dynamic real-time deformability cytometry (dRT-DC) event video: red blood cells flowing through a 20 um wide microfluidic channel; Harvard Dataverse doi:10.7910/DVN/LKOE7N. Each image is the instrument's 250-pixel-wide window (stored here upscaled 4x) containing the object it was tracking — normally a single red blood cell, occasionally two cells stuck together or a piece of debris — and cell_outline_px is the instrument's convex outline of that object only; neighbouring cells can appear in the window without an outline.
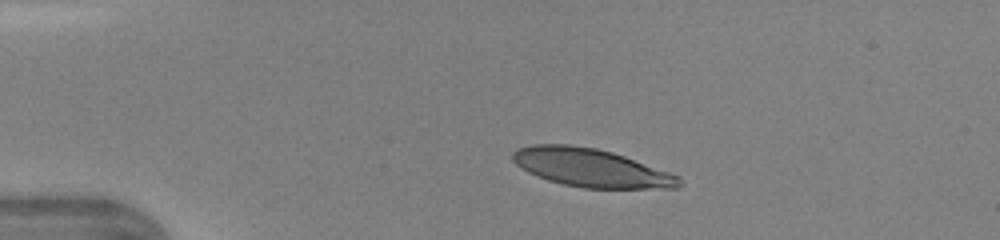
{"species": "human", "species_latin": "Homo sapiens", "temperature_condition": "warm", "stored_images_in_passage": 32, "camera_frame_rate_fps": 3000, "um_per_image_px": 0.085, "donor": {"sex": "female"}, "frame": {"image": 1, "passage_image": 1, "time_ms": 0.0, "image_size_px": [1000, 240], "cell_outline_px": [[684, 184], [676, 188], [584, 188], [564, 184], [548, 180], [536, 176], [528, 172], [516, 164], [512, 160], [512, 152], [516, 148], [532, 144], [568, 144], [596, 148], [612, 152], [624, 156], [680, 176]], "centroid_in_image_um": [50.22, 14.26], "position_along_channel_um": 34.8, "area_um2": 37.11}}
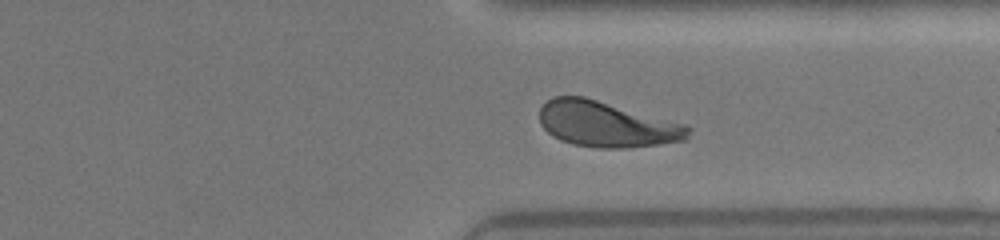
{"frame": {"image": 2, "passage_image": 26, "time_ms": 8.333, "image_size_px": [1000, 240], "cell_outline_px": [[692, 128], [688, 140], [660, 144], [628, 148], [596, 148], [572, 144], [560, 140], [552, 136], [540, 124], [540, 108], [548, 100], [556, 96], [584, 96], [684, 124]], "centroid_in_image_um": [51.57, 10.57], "position_along_channel_um": 359.8, "area_um2": 39.59}}
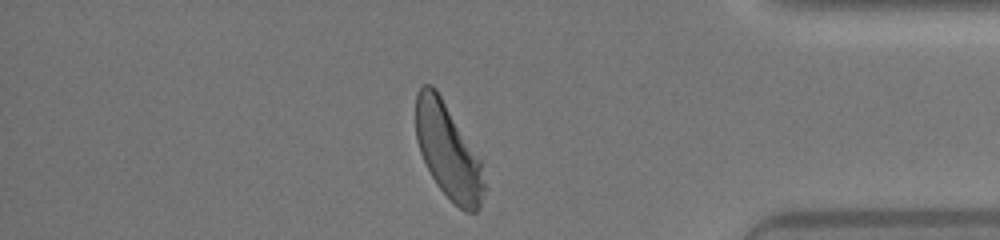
{"frame": {"image": 3, "passage_image": 30, "time_ms": 9.667, "image_size_px": [1000, 240], "cell_outline_px": [[488, 188], [480, 208], [476, 212], [464, 212], [436, 184], [420, 152], [416, 140], [416, 96], [420, 88], [424, 84], [432, 84], [436, 88], [480, 160]], "centroid_in_image_um": [38.12, 12.89], "position_along_channel_um": 397.1, "area_um2": 37.63}}